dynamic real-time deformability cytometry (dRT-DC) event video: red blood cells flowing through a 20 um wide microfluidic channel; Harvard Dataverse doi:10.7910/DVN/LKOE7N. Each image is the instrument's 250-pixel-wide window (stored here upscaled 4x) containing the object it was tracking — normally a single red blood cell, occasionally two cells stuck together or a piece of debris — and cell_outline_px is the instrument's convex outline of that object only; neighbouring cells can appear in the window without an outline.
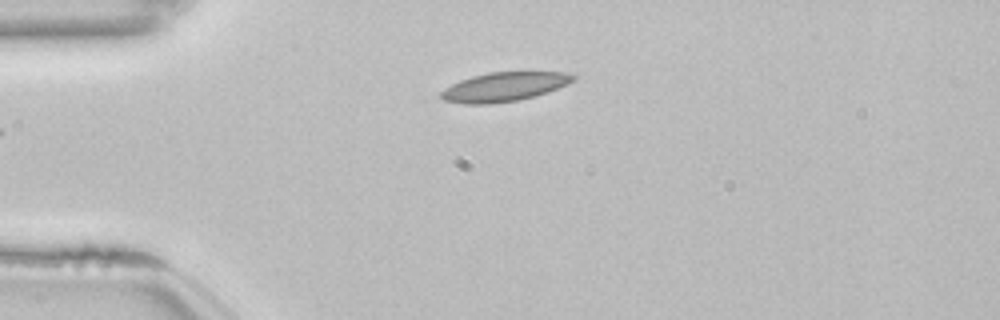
{"species": "common noctule bat (a hibernating species)", "species_latin": "Nyctalus noctula", "temperature_condition": "room temperature", "stored_images_in_passage": 36, "camera_frame_rate_fps": 3000, "um_per_image_px": 0.085, "animal": {"sex": "female", "body_mass_g": 22.7, "forearm_length_mm": 54.2}, "frame": {"image": 1, "passage_image": 1, "time_ms": 0.0, "image_size_px": [1000, 320], "cell_outline_px": [[576, 80], [536, 96], [520, 100], [492, 104], [464, 104], [444, 100], [440, 96], [440, 92], [444, 88], [460, 80], [472, 76], [488, 72], [564, 72], [576, 76]], "centroid_in_image_um": [42.83, 7.38], "position_along_channel_um": 42.2, "area_um2": 22.43}}
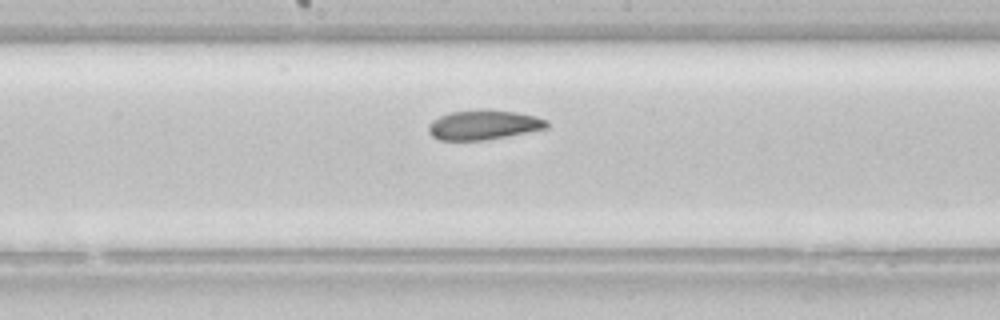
{"frame": {"image": 2, "passage_image": 16, "time_ms": 5.0, "image_size_px": [1000, 320], "cell_outline_px": [[548, 128], [508, 136], [484, 140], [440, 140], [432, 136], [428, 132], [428, 124], [432, 120], [448, 112], [488, 108], [516, 112], [536, 116], [548, 120]], "centroid_in_image_um": [41.1, 10.6], "position_along_channel_um": 207.1, "area_um2": 20.75}, "authors_computed_cell_mechanics": {"area_um2": 21.1837, "velocity_mm_per_s": 3.8214, "shape_relaxation_time_tau1_ms": null, "shape_relaxation_time_tau2_ms": 3.8884, "deformation_change_tau1": null, "deformation_change_tau2": 0.0872}}